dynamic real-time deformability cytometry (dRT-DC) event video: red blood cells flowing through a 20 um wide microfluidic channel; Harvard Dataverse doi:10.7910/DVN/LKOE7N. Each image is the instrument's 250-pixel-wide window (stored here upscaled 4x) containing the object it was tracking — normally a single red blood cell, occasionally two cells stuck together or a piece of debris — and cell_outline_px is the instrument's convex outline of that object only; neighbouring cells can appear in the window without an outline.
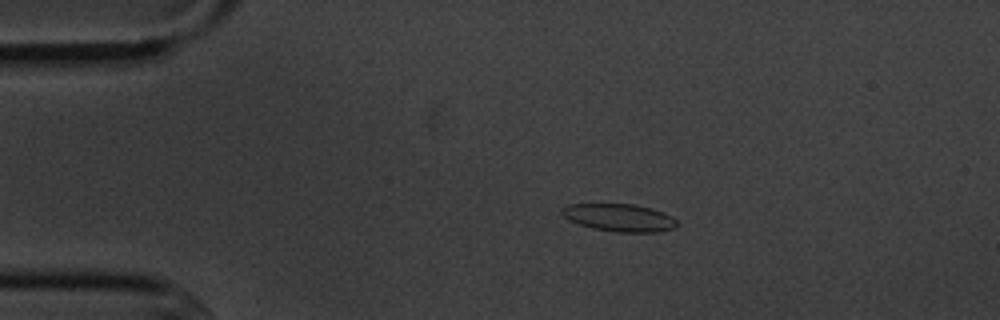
{"species": "common noctule bat (a hibernating species)", "species_latin": "Nyctalus noctula", "temperature_condition": "cold", "stored_images_in_passage": 8, "camera_frame_rate_fps": 3000, "um_per_image_px": 0.085, "animal": {"sex": "male", "body_mass_g": 20.1, "forearm_length_mm": 53.5}, "frame": {"image": 1, "passage_image": 3, "time_ms": 2.333, "image_size_px": [1000, 320], "cell_outline_px": [[676, 224], [672, 228], [660, 232], [616, 232], [592, 228], [568, 220], [560, 212], [568, 204], [636, 204], [652, 208], [672, 216], [676, 220]], "centroid_in_image_um": [52.64, 18.49], "position_along_channel_um": 32.4, "area_um2": 18.44}}
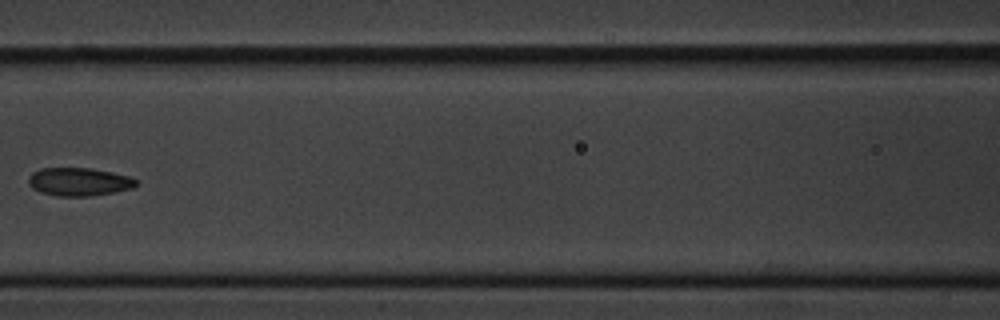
{"frame": {"image": 2, "passage_image": 7, "time_ms": 7.0, "image_size_px": [1000, 320], "cell_outline_px": [[136, 184], [132, 188], [92, 196], [56, 196], [40, 192], [32, 188], [28, 184], [28, 176], [32, 172], [40, 168], [92, 168], [128, 176], [136, 180]], "centroid_in_image_um": [6.64, 15.45], "position_along_channel_um": 160.0, "area_um2": 17.63}}
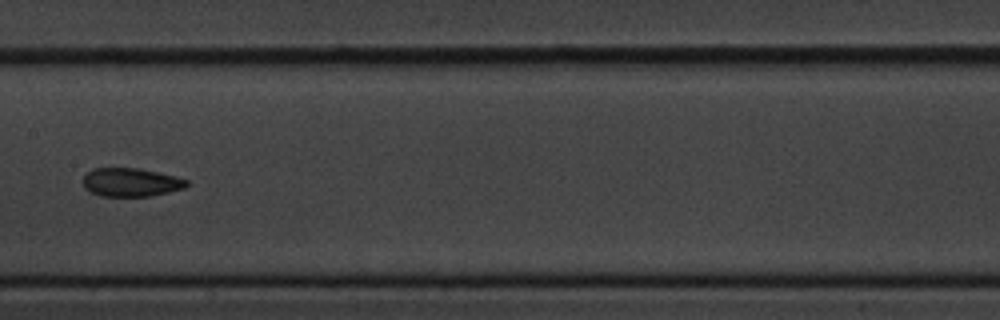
{"frame": {"image": 3, "passage_image": 8, "time_ms": 8.0, "image_size_px": [1000, 320], "cell_outline_px": [[188, 184], [184, 188], [168, 192], [148, 196], [100, 196], [84, 188], [84, 176], [92, 168], [136, 168], [176, 176], [188, 180]], "centroid_in_image_um": [11.12, 15.49], "position_along_channel_um": 196.3, "area_um2": 17.05}}